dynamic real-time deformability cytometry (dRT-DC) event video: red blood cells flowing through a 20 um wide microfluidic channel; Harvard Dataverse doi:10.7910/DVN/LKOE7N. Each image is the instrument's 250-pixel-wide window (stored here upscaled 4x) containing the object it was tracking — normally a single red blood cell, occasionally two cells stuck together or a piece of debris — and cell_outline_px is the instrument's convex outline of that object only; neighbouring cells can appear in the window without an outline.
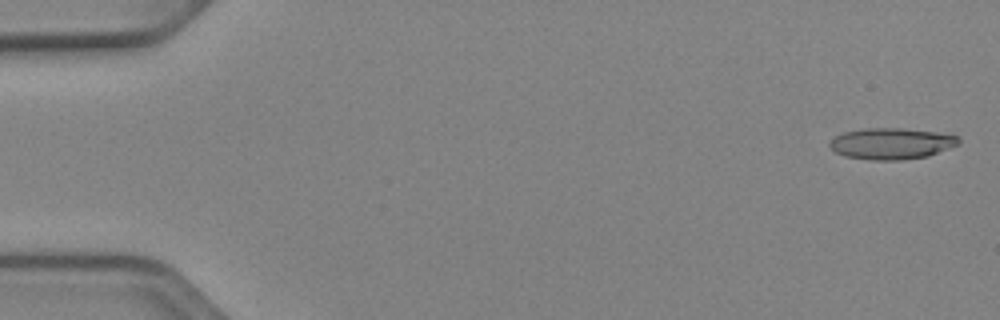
{"species": "Egyptian fruit bat (a non-hibernating species)", "species_latin": "Rousettus aegyptiacus", "temperature_condition": "cold", "stored_images_in_passage": 53, "camera_frame_rate_fps": 3000, "um_per_image_px": 0.085, "animal": {"sex": "female"}, "frame": {"image": 1, "passage_image": 2, "time_ms": 0.333, "image_size_px": [1000, 320], "cell_outline_px": [[960, 144], [928, 156], [900, 160], [868, 160], [844, 156], [836, 152], [828, 144], [836, 136], [844, 132], [864, 128], [904, 128], [936, 132], [960, 136]], "centroid_in_image_um": [75.8, 12.2], "position_along_channel_um": 9.2, "area_um2": 23.58}}
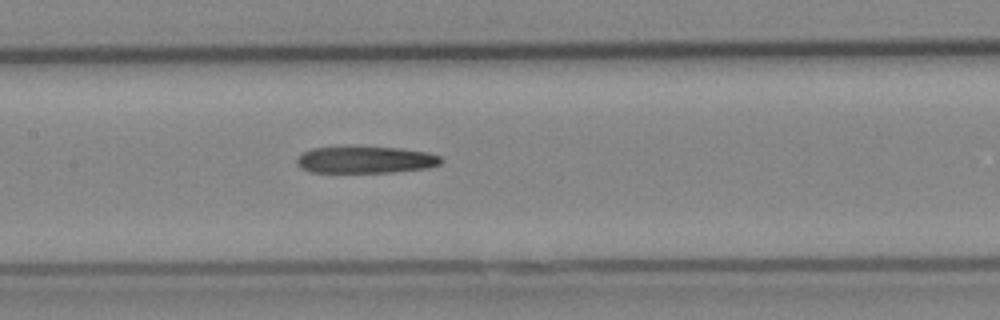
{"frame": {"image": 2, "passage_image": 26, "time_ms": 8.333, "image_size_px": [1000, 320], "cell_outline_px": [[444, 160], [440, 164], [428, 168], [392, 172], [308, 172], [300, 168], [296, 164], [296, 156], [312, 148], [348, 144], [352, 144], [400, 148], [428, 152], [440, 156]], "centroid_in_image_um": [31.01, 13.54], "position_along_channel_um": 176.4, "area_um2": 23.7}}
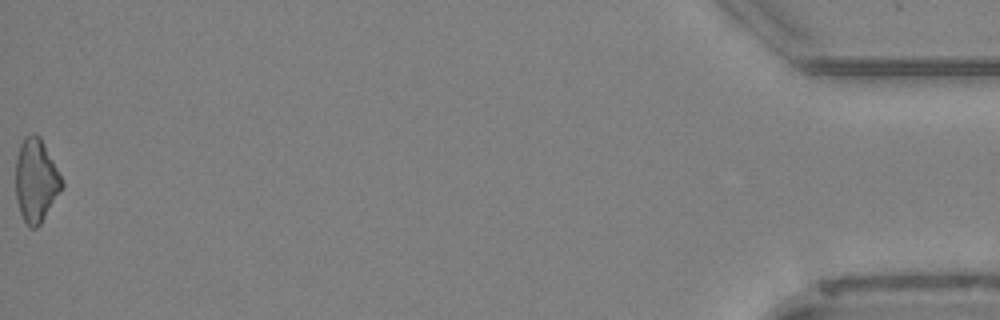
{"frame": {"image": 3, "passage_image": 53, "time_ms": 17.333, "image_size_px": [1000, 320], "cell_outline_px": [[64, 188], [40, 224], [36, 228], [28, 228], [20, 212], [16, 200], [16, 156], [20, 144], [24, 136], [32, 132], [40, 136], [64, 184]], "centroid_in_image_um": [3.05, 15.34], "position_along_channel_um": 432.2, "area_um2": 22.48}}